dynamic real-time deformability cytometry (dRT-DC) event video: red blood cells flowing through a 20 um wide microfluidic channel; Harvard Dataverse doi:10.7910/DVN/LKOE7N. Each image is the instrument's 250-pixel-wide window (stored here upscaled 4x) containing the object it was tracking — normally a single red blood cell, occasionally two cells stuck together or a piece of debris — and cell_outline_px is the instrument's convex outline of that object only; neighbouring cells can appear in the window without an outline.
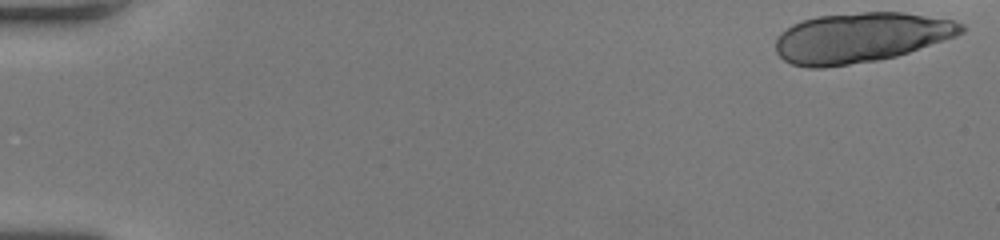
{"species": "human", "species_latin": "Homo sapiens", "temperature_condition": "room temperature", "stored_images_in_passage": 10, "camera_frame_rate_fps": 3000, "um_per_image_px": 0.085, "donor": {"sex": "female"}, "frame": {"image": 1, "passage_image": 1, "time_ms": 0.0, "image_size_px": [1000, 240], "cell_outline_px": [[964, 32], [956, 36], [896, 56], [876, 60], [824, 68], [808, 68], [792, 64], [784, 60], [776, 52], [776, 36], [780, 32], [792, 24], [804, 20], [820, 16], [860, 12], [900, 12], [952, 20], [964, 24]], "centroid_in_image_um": [73.12, 3.2], "position_along_channel_um": 11.9, "area_um2": 53.81}}